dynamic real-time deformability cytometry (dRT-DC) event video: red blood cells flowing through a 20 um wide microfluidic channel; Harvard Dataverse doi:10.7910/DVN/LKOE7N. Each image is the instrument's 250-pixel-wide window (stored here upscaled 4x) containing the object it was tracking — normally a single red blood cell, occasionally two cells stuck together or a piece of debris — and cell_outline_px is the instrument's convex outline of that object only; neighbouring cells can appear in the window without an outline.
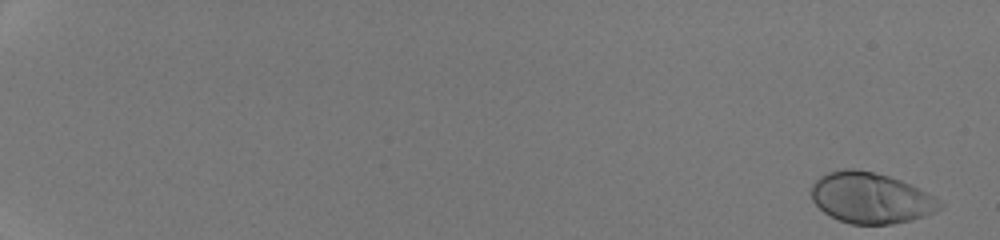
{"species": "human", "species_latin": "Homo sapiens", "temperature_condition": "room temperature", "stored_images_in_passage": 51, "camera_frame_rate_fps": 3000, "um_per_image_px": 0.085, "donor": {"sex": "male"}, "frame": {"image": 1, "passage_image": 1, "time_ms": 0.0, "image_size_px": [1000, 240], "cell_outline_px": [[944, 204], [940, 208], [924, 216], [912, 220], [892, 224], [852, 224], [840, 220], [824, 212], [812, 200], [812, 184], [820, 176], [828, 172], [844, 168], [852, 168], [872, 172], [888, 176], [900, 180], [936, 196]], "centroid_in_image_um": [74.02, 16.82], "position_along_channel_um": 11.0, "area_um2": 37.86}}
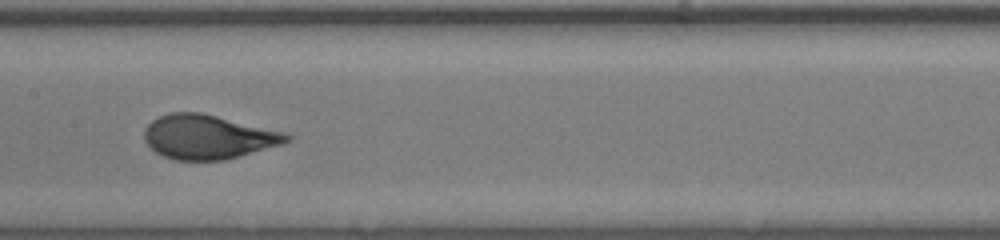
{"frame": {"image": 2, "passage_image": 30, "time_ms": 9.667, "image_size_px": [1000, 240], "cell_outline_px": [[292, 140], [284, 144], [224, 160], [176, 160], [164, 156], [156, 152], [144, 140], [144, 132], [148, 124], [152, 120], [160, 116], [172, 112], [200, 112], [288, 132], [292, 136]], "centroid_in_image_um": [17.74, 11.63], "position_along_channel_um": 189.7, "area_um2": 36.82}}
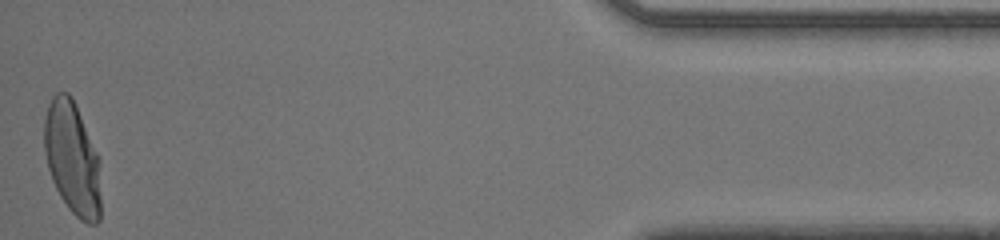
{"frame": {"image": 3, "passage_image": 51, "time_ms": 16.667, "image_size_px": [1000, 240], "cell_outline_px": [[100, 220], [96, 224], [88, 224], [80, 220], [68, 208], [60, 196], [52, 180], [48, 168], [44, 152], [44, 120], [48, 104], [52, 96], [56, 92], [68, 92], [72, 96], [76, 104], [100, 160]], "centroid_in_image_um": [6.15, 13.45], "position_along_channel_um": 429.1, "area_um2": 37.63}, "authors_computed_cell_mechanics": {"area_um2": 36.414, "velocity_mm_per_s": 4.2984, "shape_relaxation_time_tau1_ms": 3.3295, "shape_relaxation_time_tau2_ms": null, "deformation_change_tau1": 0.1846, "deformation_change_tau2": null}}